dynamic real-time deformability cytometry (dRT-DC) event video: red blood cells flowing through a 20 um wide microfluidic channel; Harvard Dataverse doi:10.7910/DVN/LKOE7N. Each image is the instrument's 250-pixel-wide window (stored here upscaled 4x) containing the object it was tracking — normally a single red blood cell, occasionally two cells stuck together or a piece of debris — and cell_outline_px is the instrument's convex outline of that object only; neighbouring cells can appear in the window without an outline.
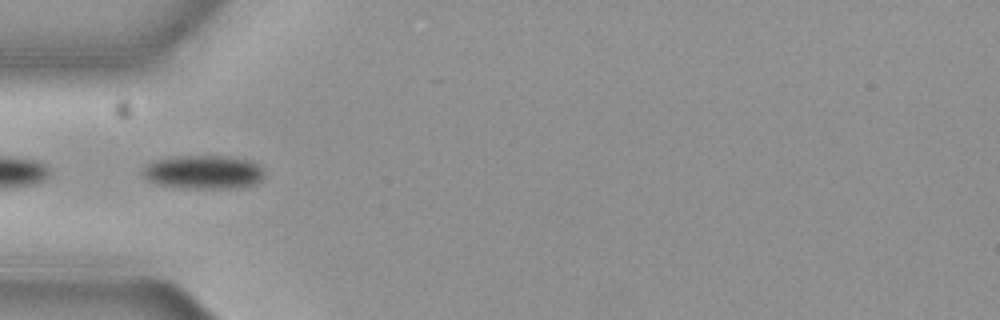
{"species": "common noctule bat (a hibernating species)", "species_latin": "Nyctalus noctula", "temperature_condition": "cold", "stored_images_in_passage": 41, "camera_frame_rate_fps": 3000, "um_per_image_px": 0.085, "animal": {"sex": "female", "body_mass_g": 19.3, "forearm_length_mm": 54.1}, "frame": {"image": 1, "passage_image": 18, "time_ms": 5.667, "image_size_px": [1000, 320], "cell_outline_px": [[264, 176], [256, 184], [232, 188], [184, 188], [160, 184], [148, 180], [140, 172], [148, 164], [156, 160], [176, 156], [224, 156], [252, 160], [260, 164], [264, 172]], "centroid_in_image_um": [17.34, 14.62], "position_along_channel_um": 67.7, "area_um2": 23.87}}
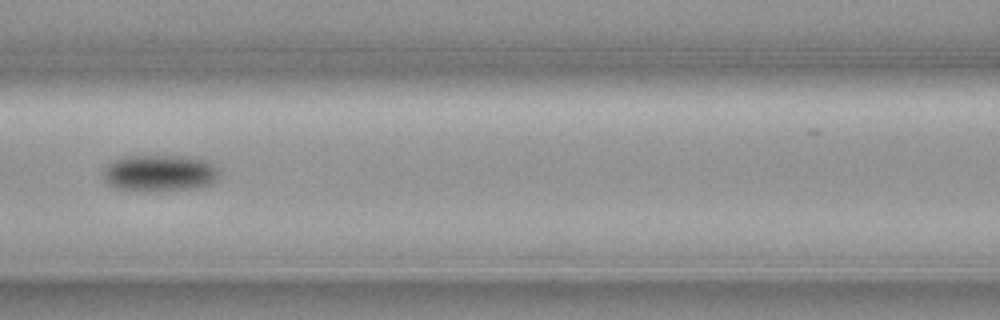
{"frame": {"image": 2, "passage_image": 25, "time_ms": 8.0, "image_size_px": [1000, 320], "cell_outline_px": [[220, 176], [212, 184], [204, 188], [168, 192], [144, 192], [116, 188], [108, 184], [104, 180], [104, 168], [108, 164], [124, 156], [184, 156], [208, 160], [220, 172]], "centroid_in_image_um": [13.63, 14.76], "position_along_channel_um": 153.0, "area_um2": 25.61}}
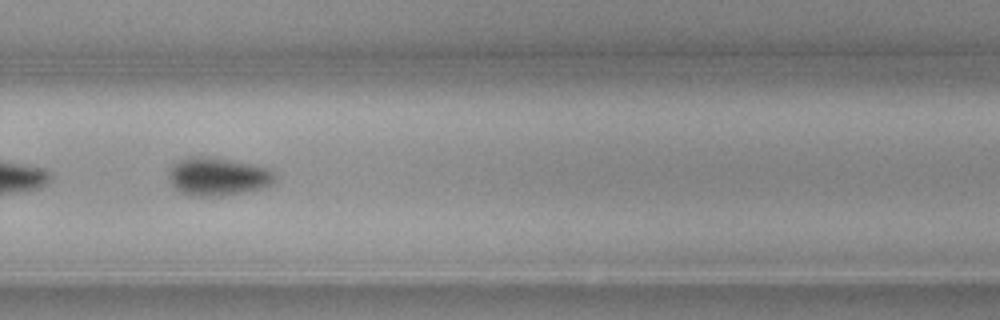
{"frame": {"image": 3, "passage_image": 38, "time_ms": 12.333, "image_size_px": [1000, 320], "cell_outline_px": [[276, 180], [272, 184], [260, 188], [244, 192], [224, 196], [188, 196], [180, 192], [172, 184], [168, 176], [168, 172], [172, 164], [184, 156], [216, 156], [256, 164], [268, 168], [276, 176]], "centroid_in_image_um": [18.5, 14.98], "position_along_channel_um": 311.3, "area_um2": 24.28}}